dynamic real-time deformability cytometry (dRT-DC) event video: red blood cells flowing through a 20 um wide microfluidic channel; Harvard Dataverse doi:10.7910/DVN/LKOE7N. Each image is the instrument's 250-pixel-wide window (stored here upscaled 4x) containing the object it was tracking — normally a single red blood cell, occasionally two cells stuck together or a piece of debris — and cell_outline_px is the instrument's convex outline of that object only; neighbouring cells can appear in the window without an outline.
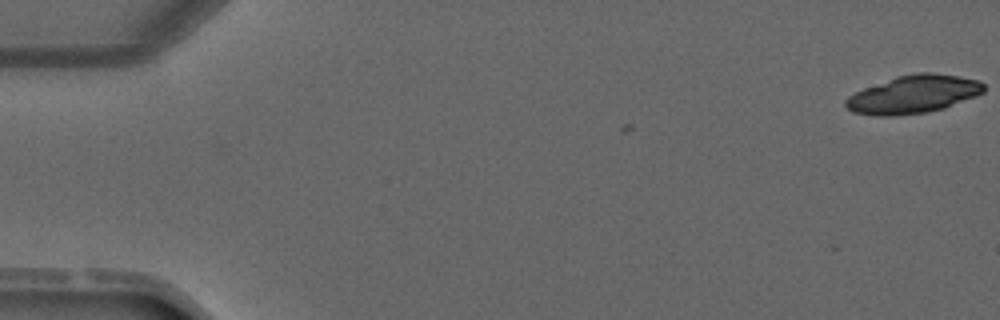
{"species": "common noctule bat (a hibernating species)", "species_latin": "Nyctalus noctula", "temperature_condition": "warm", "stored_images_in_passage": 3, "camera_frame_rate_fps": 3000, "um_per_image_px": 0.085, "animal": {"sex": "male", "forearm_length_mm": 52.5}, "frame": {"image": 1, "passage_image": 1, "time_ms": 0.0, "image_size_px": [1000, 320], "cell_outline_px": [[984, 92], [976, 96], [944, 108], [928, 112], [896, 116], [876, 116], [852, 112], [844, 104], [844, 100], [848, 96], [864, 88], [896, 76], [916, 72], [932, 72], [960, 76], [976, 80], [984, 84]], "centroid_in_image_um": [77.62, 8.02], "position_along_channel_um": 7.4, "area_um2": 30.69}}